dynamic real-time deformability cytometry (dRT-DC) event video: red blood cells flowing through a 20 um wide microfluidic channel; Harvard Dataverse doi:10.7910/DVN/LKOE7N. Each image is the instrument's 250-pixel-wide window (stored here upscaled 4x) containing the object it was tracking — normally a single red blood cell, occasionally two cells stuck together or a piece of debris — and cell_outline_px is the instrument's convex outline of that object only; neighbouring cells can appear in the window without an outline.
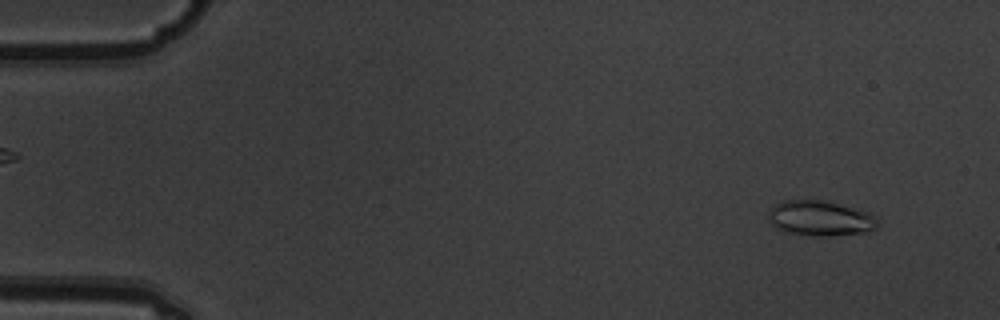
{"species": "common noctule bat (a hibernating species)", "species_latin": "Nyctalus noctula", "temperature_condition": "warm", "stored_images_in_passage": 9, "camera_frame_rate_fps": 3000, "um_per_image_px": 0.085, "animal": {"sex": "male", "body_mass_g": 19.5, "forearm_length_mm": 54.6}, "frame": {"image": 1, "passage_image": 1, "time_ms": 0.0, "image_size_px": [1000, 320], "cell_outline_px": [[876, 228], [864, 232], [828, 236], [808, 236], [784, 232], [776, 228], [768, 220], [768, 212], [776, 204], [784, 200], [824, 200], [864, 212], [872, 216], [876, 220]], "centroid_in_image_um": [69.61, 18.57], "position_along_channel_um": 15.4, "area_um2": 22.02}}
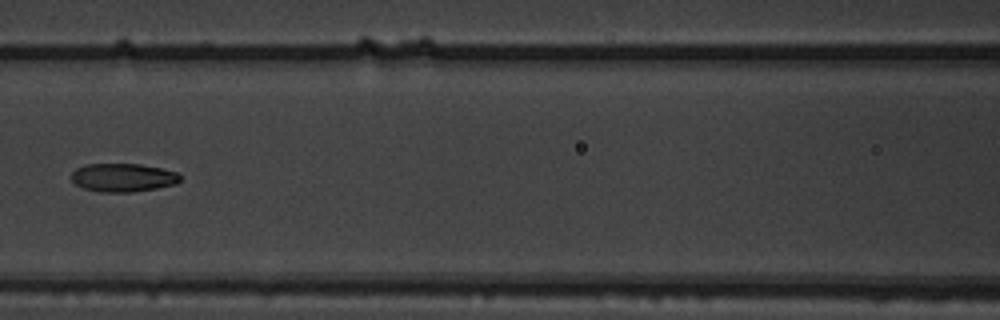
{"frame": {"image": 2, "passage_image": 7, "time_ms": 2.0, "image_size_px": [1000, 320], "cell_outline_px": [[180, 180], [176, 184], [156, 188], [132, 192], [100, 192], [84, 188], [76, 184], [72, 180], [72, 172], [76, 168], [84, 164], [140, 164], [160, 168], [176, 172], [180, 176]], "centroid_in_image_um": [10.44, 15.09], "position_along_channel_um": 156.2, "area_um2": 17.92}}
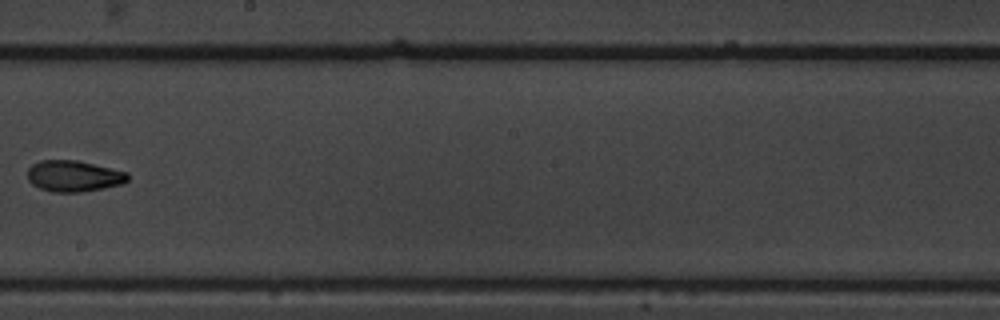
{"frame": {"image": 3, "passage_image": 9, "time_ms": 2.667, "image_size_px": [1000, 320], "cell_outline_px": [[128, 180], [124, 184], [104, 188], [80, 192], [52, 192], [40, 188], [32, 184], [28, 180], [28, 168], [32, 164], [40, 160], [76, 160], [128, 172]], "centroid_in_image_um": [6.27, 14.97], "position_along_channel_um": 241.9, "area_um2": 18.26}}